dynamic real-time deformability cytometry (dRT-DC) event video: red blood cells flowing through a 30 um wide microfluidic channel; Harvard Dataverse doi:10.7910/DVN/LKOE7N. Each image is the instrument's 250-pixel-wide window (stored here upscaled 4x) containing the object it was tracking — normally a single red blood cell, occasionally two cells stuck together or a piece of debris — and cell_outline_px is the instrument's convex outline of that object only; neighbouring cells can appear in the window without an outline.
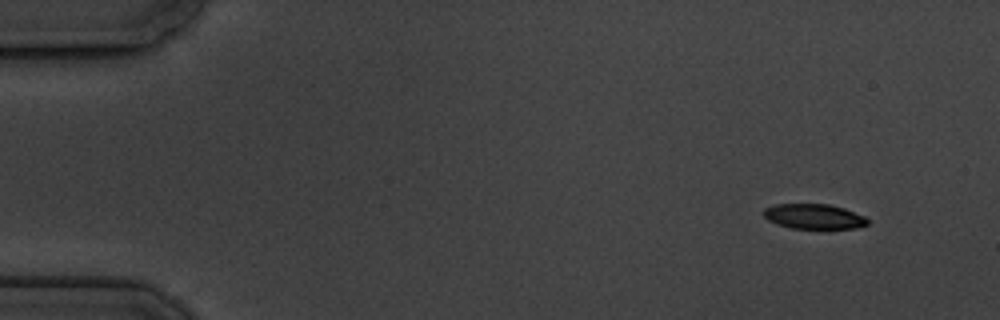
{"species": "common noctule bat (a hibernating species)", "species_latin": "Nyctalus noctula", "temperature_condition": "cold", "stored_images_in_passage": 6, "camera_frame_rate_fps": 3000, "um_per_image_px": 0.085, "animal": {"sex": "male", "body_mass_g": 19.5, "forearm_length_mm": 54.6}, "frame": {"image": 1, "passage_image": 1, "time_ms": 0.0, "image_size_px": [1000, 320], "cell_outline_px": [[868, 224], [856, 228], [792, 228], [776, 224], [768, 220], [764, 216], [764, 208], [776, 204], [828, 204], [844, 208], [864, 216], [868, 220]], "centroid_in_image_um": [69.17, 18.39], "position_along_channel_um": 15.8, "area_um2": 15.03}}
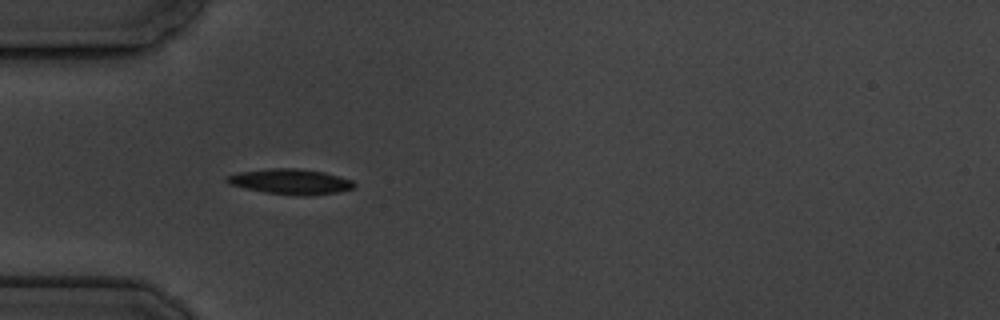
{"frame": {"image": 2, "passage_image": 4, "time_ms": 4.333, "image_size_px": [1000, 320], "cell_outline_px": [[356, 184], [352, 188], [336, 192], [308, 196], [304, 196], [264, 192], [232, 184], [224, 180], [224, 176], [240, 172], [272, 168], [296, 168], [324, 172], [352, 180]], "centroid_in_image_um": [24.7, 15.43], "position_along_channel_um": 60.3, "area_um2": 18.5}}